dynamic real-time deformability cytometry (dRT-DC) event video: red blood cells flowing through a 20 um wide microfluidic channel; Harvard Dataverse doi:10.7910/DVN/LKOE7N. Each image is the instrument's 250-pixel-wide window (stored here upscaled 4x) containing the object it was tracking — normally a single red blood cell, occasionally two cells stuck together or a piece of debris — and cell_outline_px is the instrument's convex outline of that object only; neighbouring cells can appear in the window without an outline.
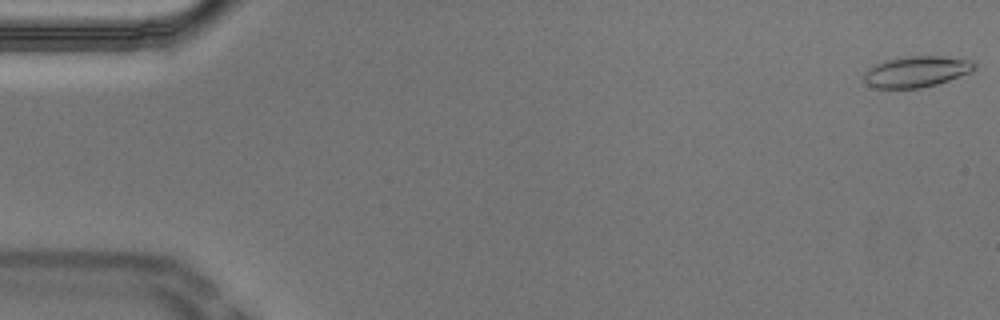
{"species": "Egyptian fruit bat (a non-hibernating species)", "species_latin": "Rousettus aegyptiacus", "temperature_condition": "cold", "stored_images_in_passage": 51, "camera_frame_rate_fps": 3000, "um_per_image_px": 0.085, "animal": {"sex": "male"}, "frame": {"image": 1, "passage_image": 1, "time_ms": 0.0, "image_size_px": [1000, 320], "cell_outline_px": [[976, 68], [972, 72], [936, 84], [920, 88], [876, 88], [868, 84], [864, 80], [864, 72], [868, 68], [884, 60], [908, 56], [944, 56], [972, 60], [976, 64]], "centroid_in_image_um": [77.92, 6.08], "position_along_channel_um": 7.1, "area_um2": 20.0}}
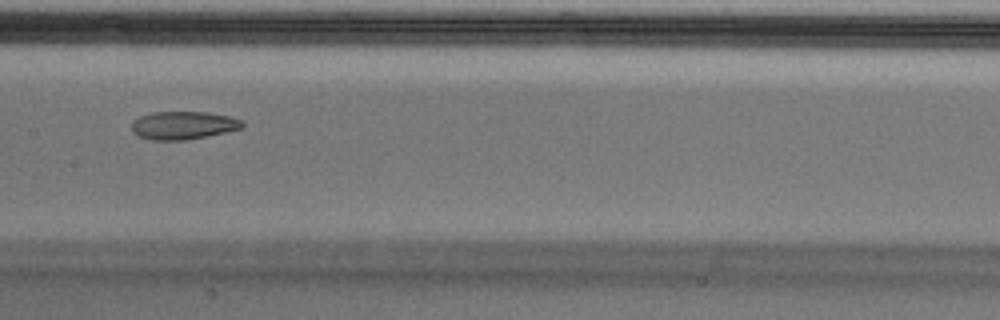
{"frame": {"image": 2, "passage_image": 27, "time_ms": 8.667, "image_size_px": [1000, 320], "cell_outline_px": [[244, 124], [240, 128], [208, 136], [184, 140], [152, 140], [140, 136], [132, 132], [132, 120], [140, 116], [152, 112], [208, 112], [228, 116], [240, 120]], "centroid_in_image_um": [15.53, 10.65], "position_along_channel_um": 191.9, "area_um2": 17.92}}
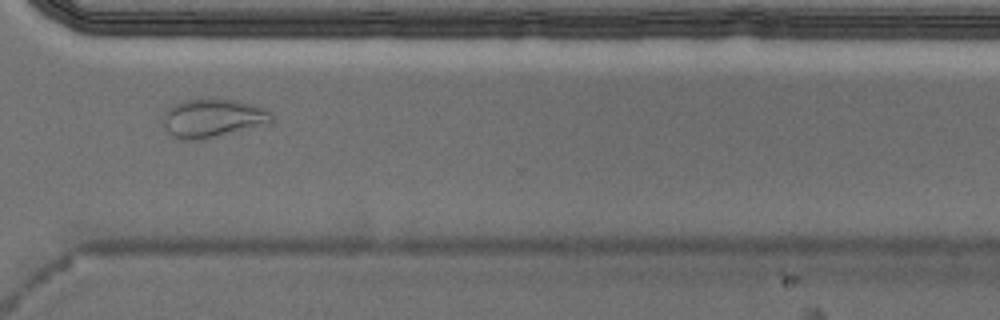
{"frame": {"image": 3, "passage_image": 40, "time_ms": 13.0, "image_size_px": [1000, 320], "cell_outline_px": [[272, 124], [204, 140], [180, 140], [172, 136], [164, 128], [160, 116], [172, 104], [180, 100], [208, 96], [236, 100], [252, 104], [268, 112], [272, 116]], "centroid_in_image_um": [18.02, 10.03], "position_along_channel_um": 352.6, "area_um2": 25.61}}